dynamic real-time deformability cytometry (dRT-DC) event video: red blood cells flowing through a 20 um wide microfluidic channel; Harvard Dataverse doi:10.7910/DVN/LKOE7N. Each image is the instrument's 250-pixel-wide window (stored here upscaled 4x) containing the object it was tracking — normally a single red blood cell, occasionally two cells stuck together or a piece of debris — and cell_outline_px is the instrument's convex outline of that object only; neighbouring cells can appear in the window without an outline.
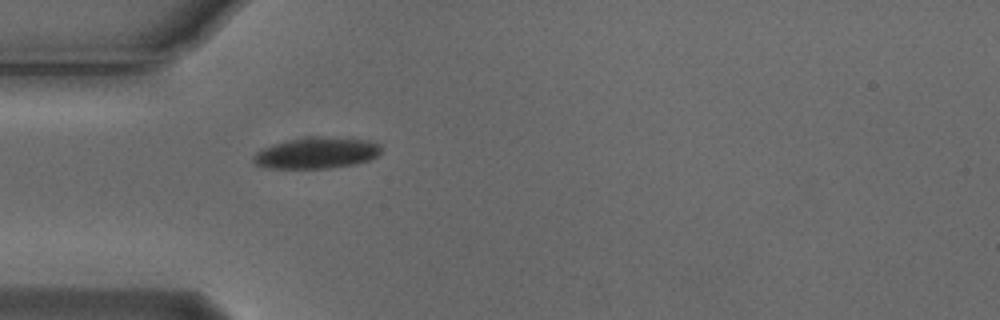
{"species": "Egyptian fruit bat (a non-hibernating species)", "species_latin": "Rousettus aegyptiacus", "temperature_condition": "cold", "stored_images_in_passage": 1, "camera_frame_rate_fps": 3000, "um_per_image_px": 0.085, "animal": {"sex": "male"}, "frame": {"image": 1, "passage_image": 1, "time_ms": 0.0, "image_size_px": [1000, 320], "cell_outline_px": [[380, 152], [376, 156], [368, 160], [352, 164], [332, 168], [260, 168], [252, 160], [252, 156], [260, 148], [272, 144], [288, 140], [308, 136], [324, 136], [368, 140], [380, 144]], "centroid_in_image_um": [26.84, 12.99], "position_along_channel_um": 58.2, "area_um2": 23.47}}